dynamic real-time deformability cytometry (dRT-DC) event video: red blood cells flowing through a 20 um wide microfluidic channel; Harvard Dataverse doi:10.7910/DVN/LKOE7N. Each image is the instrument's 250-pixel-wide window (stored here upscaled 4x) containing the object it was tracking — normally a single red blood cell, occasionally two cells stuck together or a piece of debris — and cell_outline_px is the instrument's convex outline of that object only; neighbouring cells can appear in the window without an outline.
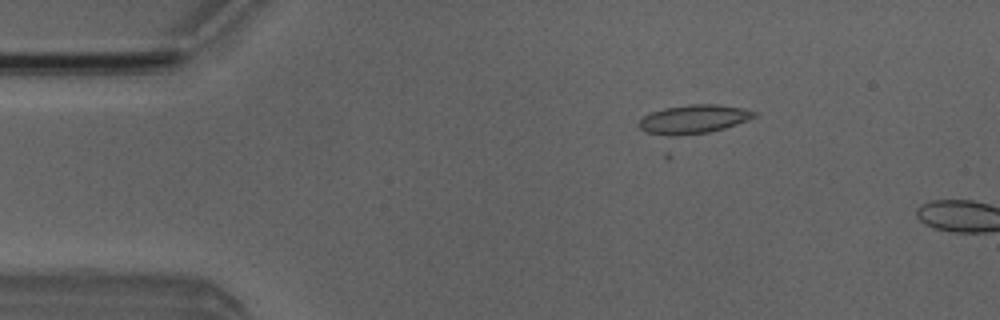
{"species": "Egyptian fruit bat (a non-hibernating species)", "species_latin": "Rousettus aegyptiacus", "temperature_condition": "room temperature", "stored_images_in_passage": 2, "camera_frame_rate_fps": 3000, "um_per_image_px": 0.085, "animal": {"sex": "male"}, "frame": {"image": 1, "passage_image": 1, "time_ms": 0.0, "image_size_px": [1000, 320], "cell_outline_px": [[760, 116], [724, 128], [708, 132], [676, 136], [668, 136], [644, 132], [636, 124], [644, 116], [652, 112], [664, 108], [688, 104], [716, 104], [740, 108], [756, 112]], "centroid_in_image_um": [58.93, 10.13], "position_along_channel_um": 26.1, "area_um2": 19.36}}